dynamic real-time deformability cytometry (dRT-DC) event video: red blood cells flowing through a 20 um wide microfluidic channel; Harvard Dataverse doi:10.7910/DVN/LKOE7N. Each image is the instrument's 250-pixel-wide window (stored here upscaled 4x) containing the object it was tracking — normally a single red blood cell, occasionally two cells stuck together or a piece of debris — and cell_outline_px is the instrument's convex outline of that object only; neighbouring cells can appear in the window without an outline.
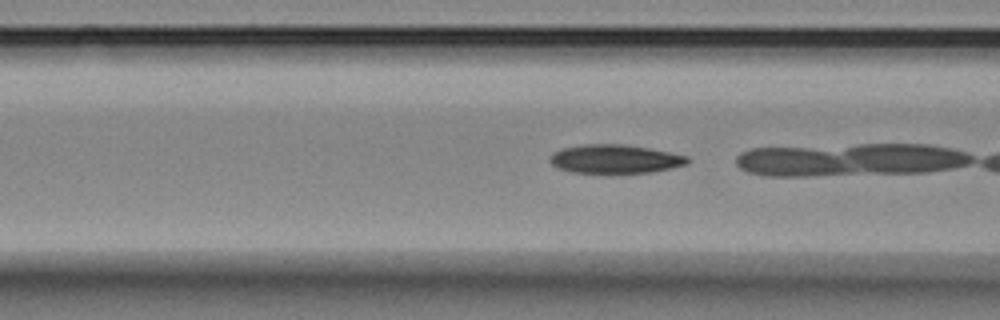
{"species": "Egyptian fruit bat (a non-hibernating species)", "species_latin": "Rousettus aegyptiacus", "temperature_condition": "room temperature", "stored_images_in_passage": 20, "camera_frame_rate_fps": 3000, "um_per_image_px": 0.085, "animal": {"sex": "female"}, "frame": {"image": 1, "passage_image": 14, "time_ms": 4.333, "image_size_px": [1000, 320], "cell_outline_px": [[692, 160], [688, 164], [672, 168], [652, 172], [608, 176], [572, 172], [556, 168], [548, 160], [552, 152], [560, 148], [584, 144], [620, 144], [648, 148], [688, 156]], "centroid_in_image_um": [52.24, 13.56], "position_along_channel_um": 114.4, "area_um2": 24.16}}